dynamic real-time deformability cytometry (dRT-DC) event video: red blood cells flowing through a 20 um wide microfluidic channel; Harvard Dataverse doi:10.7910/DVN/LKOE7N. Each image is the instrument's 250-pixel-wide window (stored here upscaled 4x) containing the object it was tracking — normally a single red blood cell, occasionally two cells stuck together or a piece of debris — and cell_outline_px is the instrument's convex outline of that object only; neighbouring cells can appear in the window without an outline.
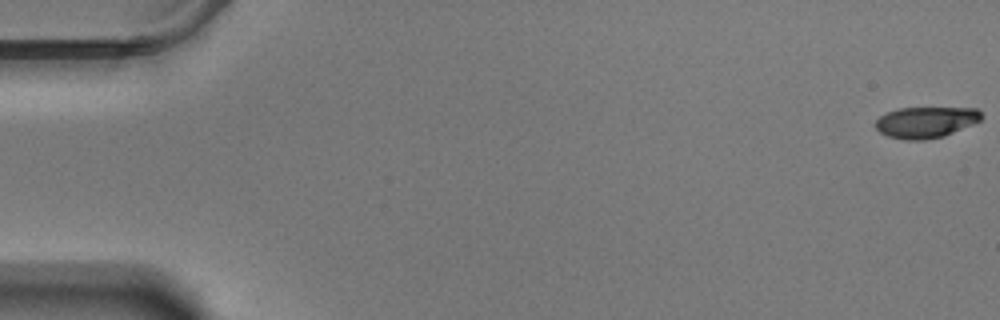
{"species": "Egyptian fruit bat (a non-hibernating species)", "species_latin": "Rousettus aegyptiacus", "temperature_condition": "warm", "stored_images_in_passage": 59, "camera_frame_rate_fps": 3000, "um_per_image_px": 0.085, "animal": {"sex": "male"}, "frame": {"image": 1, "passage_image": 1, "time_ms": 0.0, "image_size_px": [1000, 320], "cell_outline_px": [[984, 116], [980, 120], [972, 124], [944, 136], [924, 140], [904, 140], [888, 136], [880, 132], [876, 128], [876, 120], [880, 116], [888, 112], [900, 108], [976, 108]], "centroid_in_image_um": [78.69, 10.39], "position_along_channel_um": 6.3, "area_um2": 19.07}}
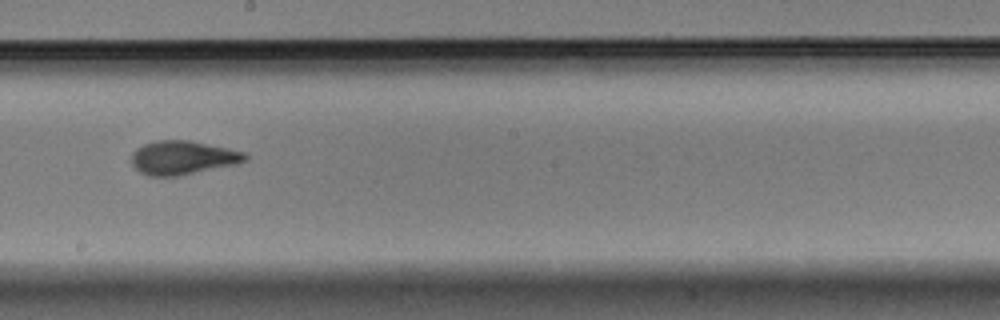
{"frame": {"image": 2, "passage_image": 34, "time_ms": 11.0, "image_size_px": [1000, 320], "cell_outline_px": [[248, 160], [236, 164], [180, 176], [148, 176], [140, 172], [132, 164], [132, 152], [136, 148], [144, 144], [156, 140], [188, 140], [248, 152]], "centroid_in_image_um": [15.56, 13.4], "position_along_channel_um": 232.6, "area_um2": 22.54}}
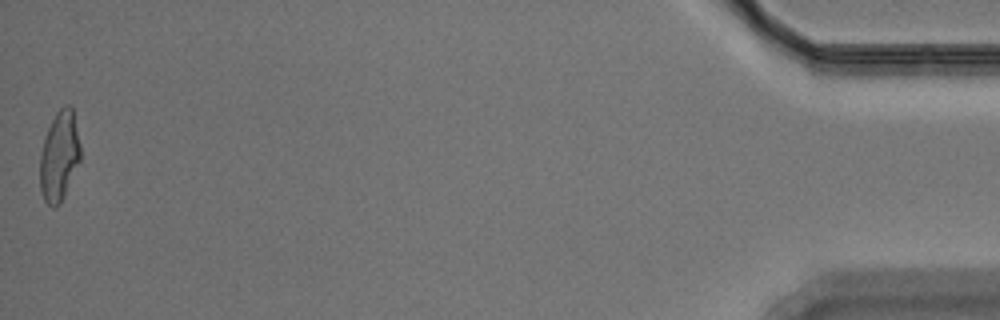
{"frame": {"image": 3, "passage_image": 59, "time_ms": 19.333, "image_size_px": [1000, 320], "cell_outline_px": [[80, 160], [64, 196], [60, 204], [56, 208], [52, 208], [44, 200], [40, 192], [40, 156], [44, 140], [48, 128], [56, 112], [64, 104], [68, 104], [72, 108], [80, 144]], "centroid_in_image_um": [5.03, 13.3], "position_along_channel_um": 430.2, "area_um2": 21.1}, "authors_computed_cell_mechanics": {"area_um2": 21.5016, "velocity_mm_per_s": 3.4846, "shape_relaxation_time_tau1_ms": 5.0376, "shape_relaxation_time_tau2_ms": 1.5631, "deformation_change_tau1": 0.186, "deformation_change_tau2": 0.0878}}